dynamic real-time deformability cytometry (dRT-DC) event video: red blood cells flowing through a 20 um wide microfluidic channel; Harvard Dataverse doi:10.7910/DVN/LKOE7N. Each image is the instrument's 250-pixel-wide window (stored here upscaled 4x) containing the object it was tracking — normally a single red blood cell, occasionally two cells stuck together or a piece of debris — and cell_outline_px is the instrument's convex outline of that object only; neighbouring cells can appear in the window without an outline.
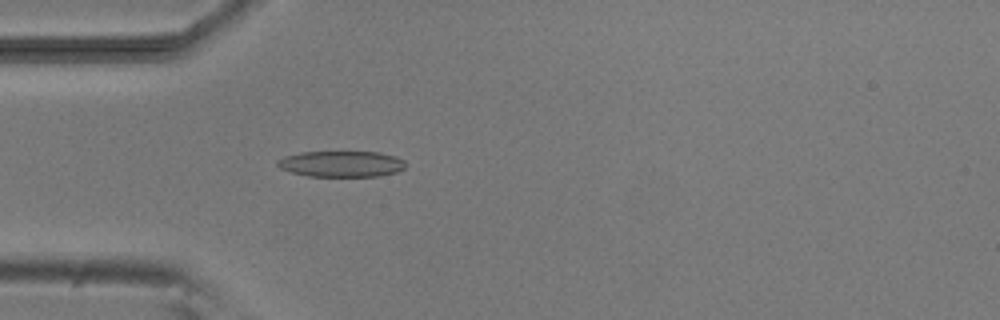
{"species": "common noctule bat (a hibernating species)", "species_latin": "Nyctalus noctula", "temperature_condition": "room temperature", "stored_images_in_passage": 52, "camera_frame_rate_fps": 3000, "um_per_image_px": 0.085, "animal": {"sex": "male", "body_mass_g": 20.5, "forearm_length_mm": 52.5}, "frame": {"image": 1, "passage_image": 15, "time_ms": 4.667, "image_size_px": [1000, 320], "cell_outline_px": [[404, 168], [396, 172], [380, 176], [308, 176], [292, 172], [280, 168], [276, 164], [276, 160], [284, 156], [300, 152], [380, 152], [396, 156], [404, 160]], "centroid_in_image_um": [29.0, 13.92], "position_along_channel_um": 56.0, "area_um2": 19.42}}
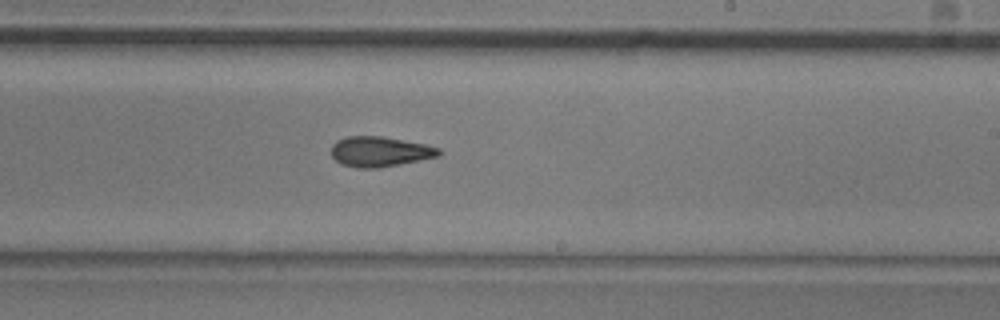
{"frame": {"image": 2, "passage_image": 31, "time_ms": 10.0, "image_size_px": [1000, 320], "cell_outline_px": [[440, 156], [380, 168], [356, 168], [340, 164], [332, 156], [332, 144], [336, 140], [344, 136], [384, 136], [424, 144], [440, 148]], "centroid_in_image_um": [32.26, 12.88], "position_along_channel_um": 256.7, "area_um2": 19.07}}
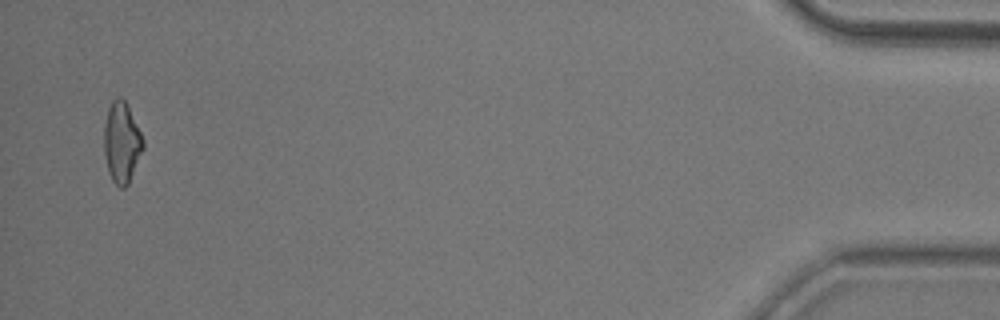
{"frame": {"image": 3, "passage_image": 51, "time_ms": 16.667, "image_size_px": [1000, 320], "cell_outline_px": [[144, 148], [128, 184], [124, 188], [120, 188], [112, 180], [108, 172], [104, 152], [104, 124], [108, 108], [112, 100], [116, 96], [120, 96], [128, 104], [144, 140]], "centroid_in_image_um": [10.34, 12.08], "position_along_channel_um": 424.9, "area_um2": 18.55}, "authors_computed_cell_mechanics": {"area_um2": 18.9295, "velocity_mm_per_s": 3.8292, "shape_relaxation_time_tau1_ms": 8.5354, "shape_relaxation_time_tau2_ms": 3.7174, "deformation_change_tau1": 0.2036, "deformation_change_tau2": 0.1198}}